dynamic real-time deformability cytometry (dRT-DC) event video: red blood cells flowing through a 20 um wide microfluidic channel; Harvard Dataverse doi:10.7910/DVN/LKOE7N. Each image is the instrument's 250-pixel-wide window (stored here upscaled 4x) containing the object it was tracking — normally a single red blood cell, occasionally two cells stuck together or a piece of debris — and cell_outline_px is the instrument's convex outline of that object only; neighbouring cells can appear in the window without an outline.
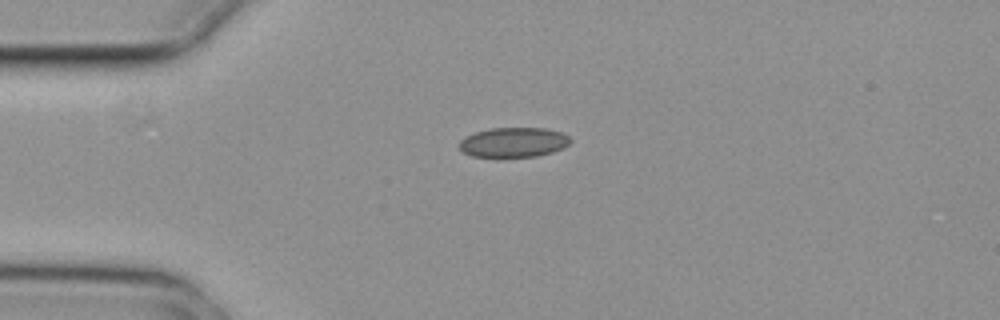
{"species": "common noctule bat (a hibernating species)", "species_latin": "Nyctalus noctula", "temperature_condition": "cold", "stored_images_in_passage": 2, "camera_frame_rate_fps": 3000, "um_per_image_px": 0.085, "animal": {"sex": "female", "body_mass_g": 29.2, "forearm_length_mm": 56.3}, "frame": {"image": 1, "passage_image": 1, "time_ms": 0.0, "image_size_px": [1000, 320], "cell_outline_px": [[572, 140], [564, 148], [552, 152], [536, 156], [472, 156], [464, 152], [460, 148], [460, 140], [476, 132], [492, 128], [548, 128], [560, 132], [568, 136]], "centroid_in_image_um": [43.7, 12.08], "position_along_channel_um": 41.3, "area_um2": 18.96}}